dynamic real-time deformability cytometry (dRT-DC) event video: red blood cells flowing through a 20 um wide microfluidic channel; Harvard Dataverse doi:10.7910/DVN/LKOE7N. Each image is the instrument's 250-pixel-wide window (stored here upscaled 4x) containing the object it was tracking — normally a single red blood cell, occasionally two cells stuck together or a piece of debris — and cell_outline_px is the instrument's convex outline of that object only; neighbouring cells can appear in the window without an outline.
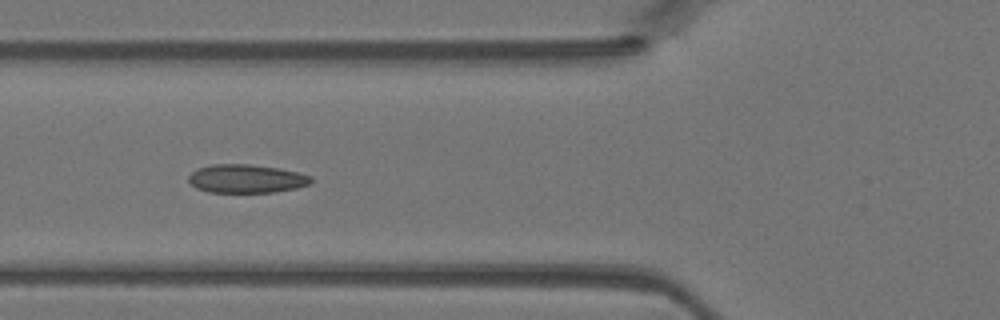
{"species": "Egyptian fruit bat (a non-hibernating species)", "species_latin": "Rousettus aegyptiacus", "temperature_condition": "warm", "stored_images_in_passage": 33, "camera_frame_rate_fps": 3000, "um_per_image_px": 0.085, "animal": {"sex": "female"}, "frame": {"image": 1, "passage_image": 4, "time_ms": 1.0, "image_size_px": [1000, 320], "cell_outline_px": [[312, 180], [308, 184], [296, 188], [276, 192], [208, 192], [196, 188], [188, 180], [188, 176], [196, 168], [212, 164], [248, 164], [276, 168], [296, 172], [312, 176]], "centroid_in_image_um": [20.9, 15.19], "position_along_channel_um": 104.9, "area_um2": 20.23}}
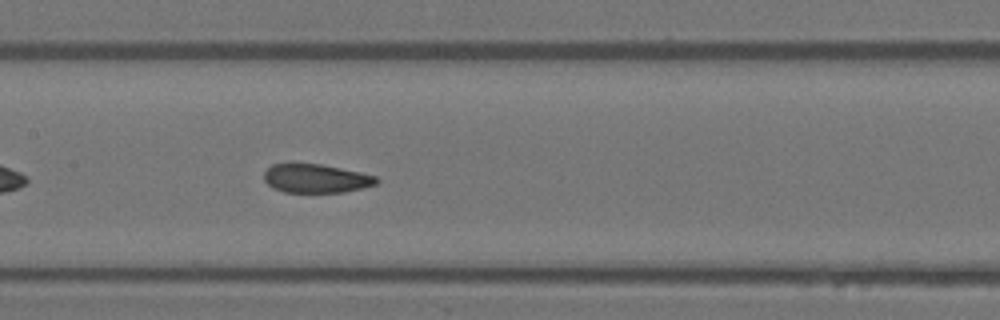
{"frame": {"image": 2, "passage_image": 9, "time_ms": 2.667, "image_size_px": [1000, 320], "cell_outline_px": [[380, 180], [376, 184], [344, 192], [284, 192], [272, 188], [264, 180], [264, 172], [272, 164], [320, 164], [360, 172], [376, 176]], "centroid_in_image_um": [26.85, 15.17], "position_along_channel_um": 180.6, "area_um2": 18.67}}
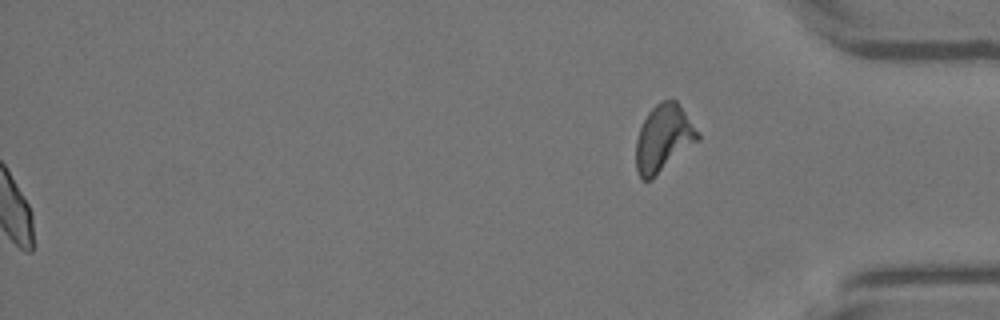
{"frame": {"image": 3, "passage_image": 33, "time_ms": 10.667, "image_size_px": [1000, 320], "cell_outline_px": [[700, 140], [652, 180], [644, 180], [640, 176], [636, 168], [636, 140], [640, 128], [648, 112], [660, 100], [676, 100], [700, 132]], "centroid_in_image_um": [56.42, 11.76], "position_along_channel_um": 378.8, "area_um2": 24.33}}